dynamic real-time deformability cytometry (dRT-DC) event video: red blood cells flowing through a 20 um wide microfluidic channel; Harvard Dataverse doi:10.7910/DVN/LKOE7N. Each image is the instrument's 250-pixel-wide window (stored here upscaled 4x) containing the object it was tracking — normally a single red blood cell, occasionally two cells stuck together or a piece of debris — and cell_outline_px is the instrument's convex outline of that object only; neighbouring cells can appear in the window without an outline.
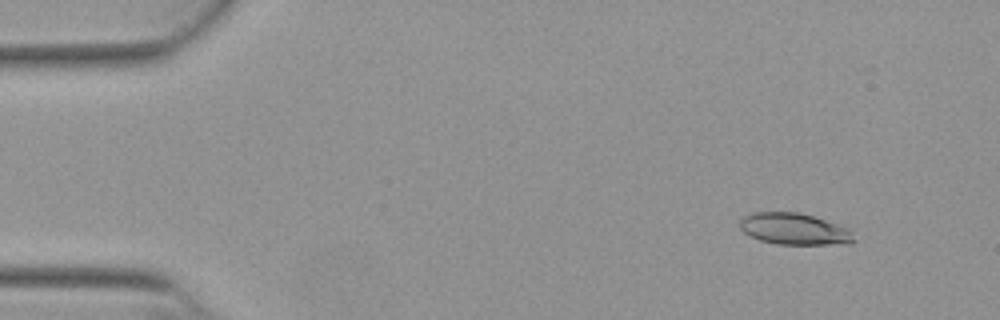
{"species": "Egyptian fruit bat (a non-hibernating species)", "species_latin": "Rousettus aegyptiacus", "temperature_condition": "warm", "stored_images_in_passage": 53, "camera_frame_rate_fps": 3000, "um_per_image_px": 0.085, "animal": {"sex": "female"}, "frame": {"image": 1, "passage_image": 5, "time_ms": 1.333, "image_size_px": [1000, 320], "cell_outline_px": [[856, 240], [848, 244], [776, 244], [760, 240], [744, 232], [740, 228], [740, 220], [744, 216], [752, 212], [800, 212], [848, 228], [852, 232]], "centroid_in_image_um": [67.52, 19.46], "position_along_channel_um": 17.5, "area_um2": 20.87}}
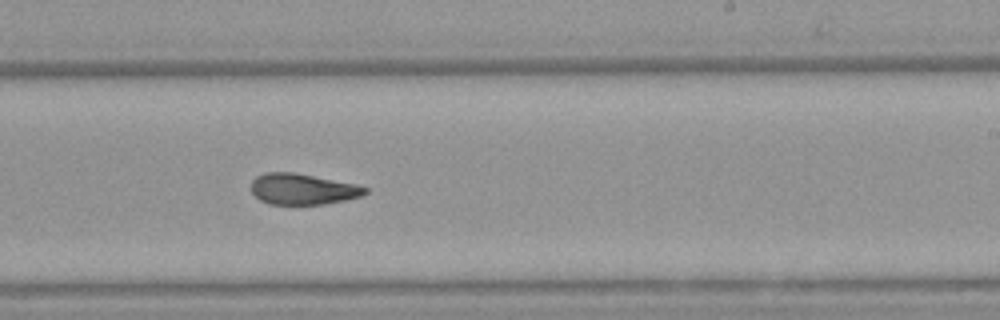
{"frame": {"image": 2, "passage_image": 32, "time_ms": 10.333, "image_size_px": [1000, 320], "cell_outline_px": [[368, 192], [360, 196], [344, 200], [324, 204], [268, 204], [260, 200], [252, 192], [252, 180], [256, 176], [264, 172], [292, 172], [356, 184], [368, 188]], "centroid_in_image_um": [25.71, 16.07], "position_along_channel_um": 263.3, "area_um2": 20.4}}
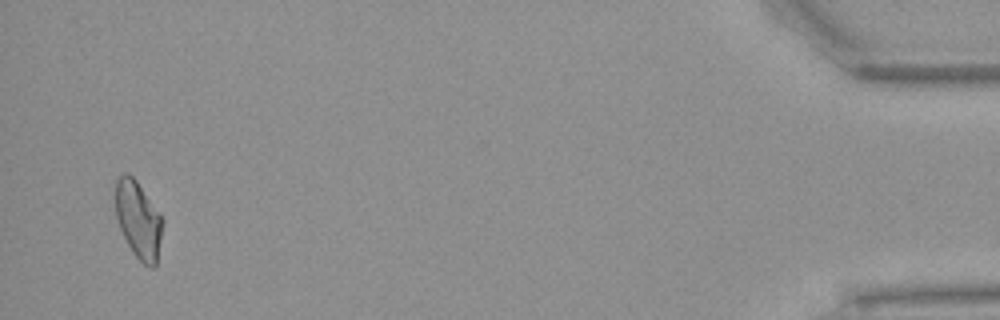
{"frame": {"image": 3, "passage_image": 51, "time_ms": 16.667, "image_size_px": [1000, 320], "cell_outline_px": [[164, 220], [156, 268], [148, 268], [132, 252], [120, 228], [116, 216], [116, 180], [124, 172], [128, 172], [136, 180], [160, 212]], "centroid_in_image_um": [11.79, 18.7], "position_along_channel_um": 423.4, "area_um2": 21.33}, "authors_computed_cell_mechanics": {"area_um2": 21.5016, "velocity_mm_per_s": 3.8641, "shape_relaxation_time_tau1_ms": null, "shape_relaxation_time_tau2_ms": 3.1709, "deformation_change_tau1": null, "deformation_change_tau2": 0.1013}}